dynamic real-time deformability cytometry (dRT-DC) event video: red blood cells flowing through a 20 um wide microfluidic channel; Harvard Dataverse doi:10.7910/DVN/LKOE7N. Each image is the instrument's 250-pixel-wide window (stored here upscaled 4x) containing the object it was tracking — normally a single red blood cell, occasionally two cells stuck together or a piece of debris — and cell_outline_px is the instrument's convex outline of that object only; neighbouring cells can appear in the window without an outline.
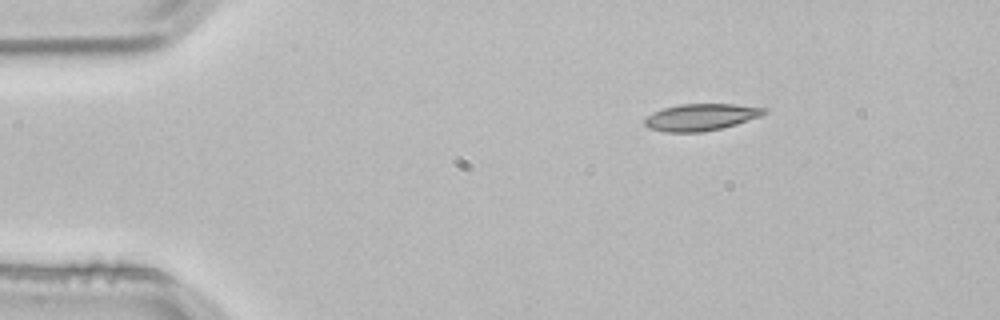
{"species": "common noctule bat (a hibernating species)", "species_latin": "Nyctalus noctula", "temperature_condition": "room temperature", "stored_images_in_passage": 2, "camera_frame_rate_fps": 3000, "um_per_image_px": 0.085, "animal": {"sex": "male", "body_mass_g": 21.5, "forearm_length_mm": 52.0}, "frame": {"image": 1, "passage_image": 1, "time_ms": 0.0, "image_size_px": [1000, 320], "cell_outline_px": [[768, 112], [760, 116], [736, 124], [720, 128], [700, 132], [664, 132], [648, 128], [644, 124], [644, 120], [652, 112], [664, 108], [680, 104], [736, 104], [768, 108]], "centroid_in_image_um": [59.58, 9.95], "position_along_channel_um": 25.4, "area_um2": 18.67}}